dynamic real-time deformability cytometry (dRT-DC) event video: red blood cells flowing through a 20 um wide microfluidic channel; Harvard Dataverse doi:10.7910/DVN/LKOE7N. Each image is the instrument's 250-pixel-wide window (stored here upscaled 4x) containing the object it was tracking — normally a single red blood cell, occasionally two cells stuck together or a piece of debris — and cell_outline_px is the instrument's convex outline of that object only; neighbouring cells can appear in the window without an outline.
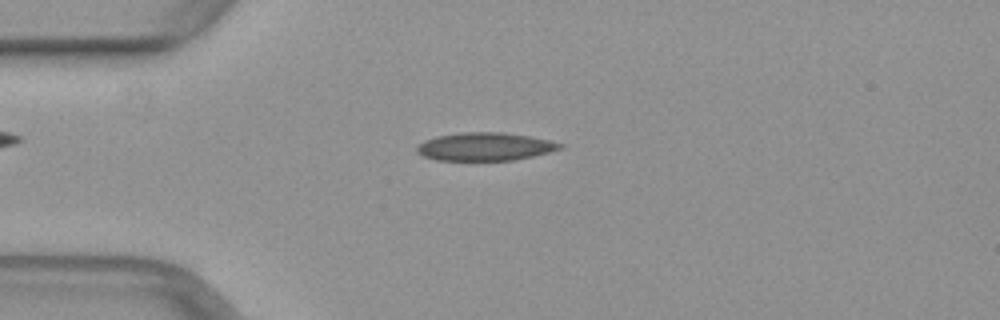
{"species": "common noctule bat (a hibernating species)", "species_latin": "Nyctalus noctula", "temperature_condition": "warm", "stored_images_in_passage": 49, "camera_frame_rate_fps": 3000, "um_per_image_px": 0.085, "animal": {"sex": "female", "body_mass_g": 29.2, "forearm_length_mm": 56.3}, "frame": {"image": 1, "passage_image": 12, "time_ms": 3.667, "image_size_px": [1000, 320], "cell_outline_px": [[564, 148], [532, 156], [512, 160], [436, 160], [424, 156], [416, 152], [416, 148], [424, 140], [436, 136], [460, 132], [504, 132], [528, 136], [548, 140], [564, 144]], "centroid_in_image_um": [41.21, 12.45], "position_along_channel_um": 43.8, "area_um2": 23.35}}
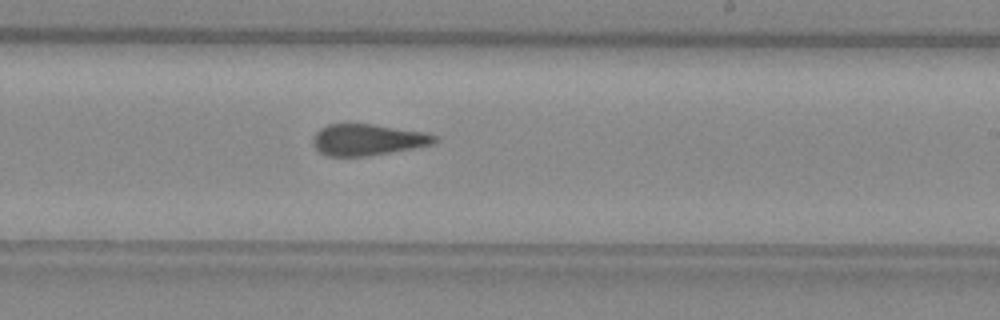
{"frame": {"image": 2, "passage_image": 29, "time_ms": 9.333, "image_size_px": [1000, 320], "cell_outline_px": [[440, 140], [436, 144], [368, 156], [328, 156], [320, 152], [316, 148], [312, 140], [312, 136], [320, 128], [328, 124], [372, 124], [428, 132], [440, 136]], "centroid_in_image_um": [31.33, 11.87], "position_along_channel_um": 257.7, "area_um2": 22.54}}
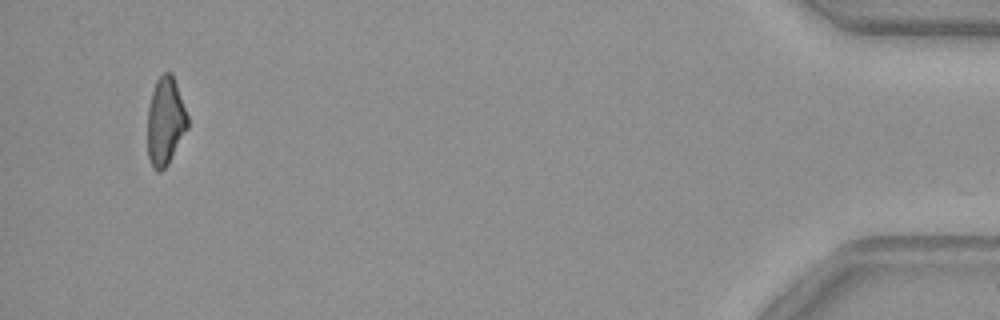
{"frame": {"image": 3, "passage_image": 47, "time_ms": 15.333, "image_size_px": [1000, 320], "cell_outline_px": [[188, 128], [168, 164], [160, 172], [156, 172], [152, 168], [148, 156], [148, 108], [152, 92], [156, 80], [164, 72], [172, 72], [188, 116]], "centroid_in_image_um": [14.06, 10.32], "position_along_channel_um": 421.1, "area_um2": 20.58}}